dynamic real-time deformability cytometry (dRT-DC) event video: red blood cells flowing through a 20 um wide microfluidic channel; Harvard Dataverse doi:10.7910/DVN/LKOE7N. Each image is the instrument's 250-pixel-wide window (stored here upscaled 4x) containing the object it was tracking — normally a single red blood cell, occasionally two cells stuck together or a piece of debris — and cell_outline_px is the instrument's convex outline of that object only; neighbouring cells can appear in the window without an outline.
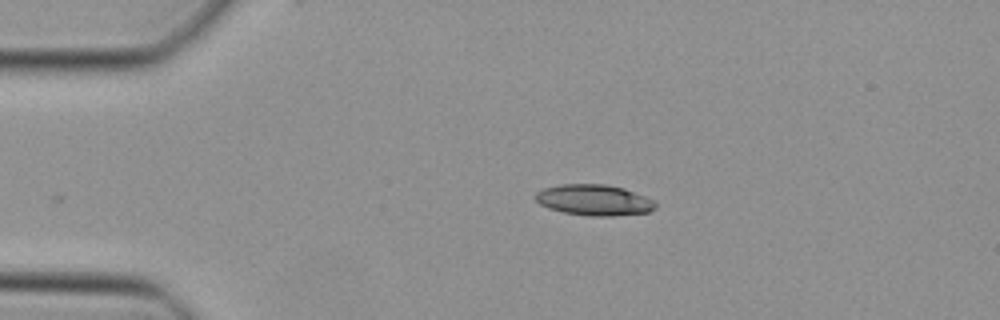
{"species": "Egyptian fruit bat (a non-hibernating species)", "species_latin": "Rousettus aegyptiacus", "temperature_condition": "cold", "stored_images_in_passage": 6, "camera_frame_rate_fps": 3000, "um_per_image_px": 0.085, "animal": {"sex": "female"}, "frame": {"image": 1, "passage_image": 1, "time_ms": 0.0, "image_size_px": [1000, 320], "cell_outline_px": [[656, 208], [648, 212], [612, 216], [588, 216], [564, 212], [548, 208], [540, 204], [536, 200], [536, 192], [544, 188], [560, 184], [604, 184], [624, 188], [656, 200]], "centroid_in_image_um": [50.52, 17.0], "position_along_channel_um": 34.5, "area_um2": 21.68}}
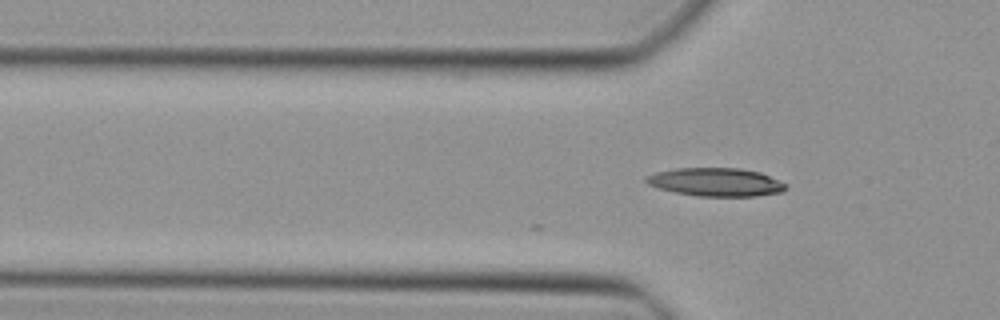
{"frame": {"image": 2, "passage_image": 6, "time_ms": 1.667, "image_size_px": [1000, 320], "cell_outline_px": [[788, 188], [784, 192], [756, 196], [696, 196], [676, 192], [660, 188], [648, 184], [644, 180], [648, 176], [656, 172], [676, 168], [740, 168], [760, 172], [788, 184]], "centroid_in_image_um": [60.91, 15.48], "position_along_channel_um": 64.9, "area_um2": 23.06}}